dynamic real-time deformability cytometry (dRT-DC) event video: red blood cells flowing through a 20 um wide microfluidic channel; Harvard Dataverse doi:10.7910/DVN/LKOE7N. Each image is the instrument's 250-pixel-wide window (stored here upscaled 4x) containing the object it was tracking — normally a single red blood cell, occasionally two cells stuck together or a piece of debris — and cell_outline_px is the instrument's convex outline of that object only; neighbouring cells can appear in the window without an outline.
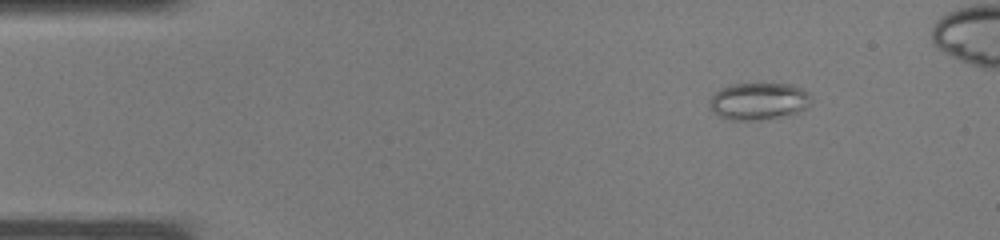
{"species": "common noctule bat (a hibernating species)", "species_latin": "Nyctalus noctula", "temperature_condition": "warm", "stored_images_in_passage": 33, "camera_frame_rate_fps": 3000, "um_per_image_px": 0.085, "animal": {"sex": "male", "body_mass_g": 19.0, "forearm_length_mm": 50.8}, "frame": {"image": 1, "passage_image": 2, "time_ms": 0.333, "image_size_px": [1000, 240], "cell_outline_px": [[812, 104], [796, 112], [760, 120], [732, 120], [720, 116], [712, 112], [708, 108], [708, 100], [720, 88], [732, 84], [792, 84], [808, 92], [812, 96]], "centroid_in_image_um": [64.45, 8.59], "position_along_channel_um": 20.5, "area_um2": 22.02}}
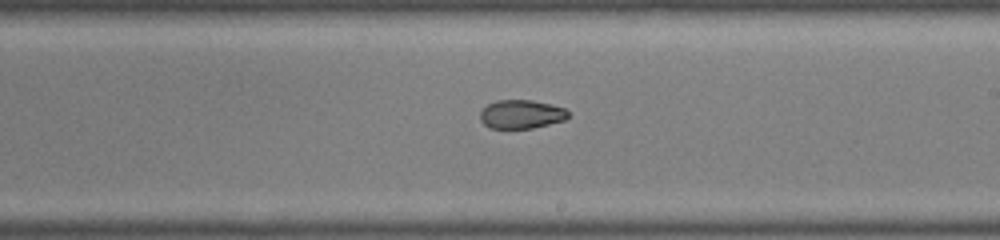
{"frame": {"image": 2, "passage_image": 19, "time_ms": 6.0, "image_size_px": [1000, 240], "cell_outline_px": [[568, 116], [564, 120], [532, 128], [488, 128], [480, 120], [480, 112], [488, 104], [496, 100], [532, 100], [552, 104], [564, 108], [568, 112]], "centroid_in_image_um": [44.29, 9.7], "position_along_channel_um": 244.7, "area_um2": 14.68}}
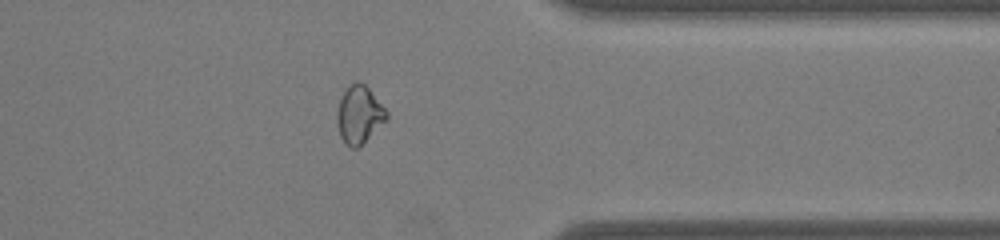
{"frame": {"image": 3, "passage_image": 27, "time_ms": 8.667, "image_size_px": [1000, 240], "cell_outline_px": [[388, 120], [356, 148], [352, 148], [344, 144], [340, 136], [336, 120], [336, 112], [340, 100], [348, 84], [356, 80], [364, 84], [368, 88], [388, 112]], "centroid_in_image_um": [30.52, 9.74], "position_along_channel_um": 380.9, "area_um2": 16.65}}